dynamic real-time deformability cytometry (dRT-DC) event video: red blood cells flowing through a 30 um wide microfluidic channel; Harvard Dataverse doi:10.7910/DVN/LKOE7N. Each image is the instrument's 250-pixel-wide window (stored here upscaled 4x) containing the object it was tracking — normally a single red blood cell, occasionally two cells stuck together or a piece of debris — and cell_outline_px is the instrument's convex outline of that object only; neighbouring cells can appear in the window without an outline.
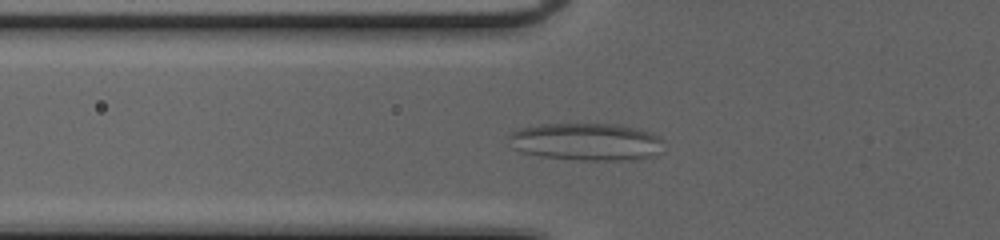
{"species": "common noctule bat (a hibernating species)", "species_latin": "Nyctalus noctula", "temperature_condition": "cold", "stored_images_in_passage": 49, "camera_frame_rate_fps": 3000, "um_per_image_px": 0.085, "animal": {"sex": "female", "body_mass_g": 20.0, "forearm_length_mm": 54.0}, "frame": {"image": 1, "passage_image": 16, "time_ms": 5.0, "image_size_px": [1000, 240], "cell_outline_px": [[664, 140], [660, 152], [652, 156], [628, 160], [580, 160], [540, 156], [520, 152], [512, 148], [508, 136], [512, 132], [520, 128], [540, 124], [620, 124], [652, 132], [660, 136]], "centroid_in_image_um": [49.85, 12.05], "position_along_channel_um": 76.0, "area_um2": 34.1}}
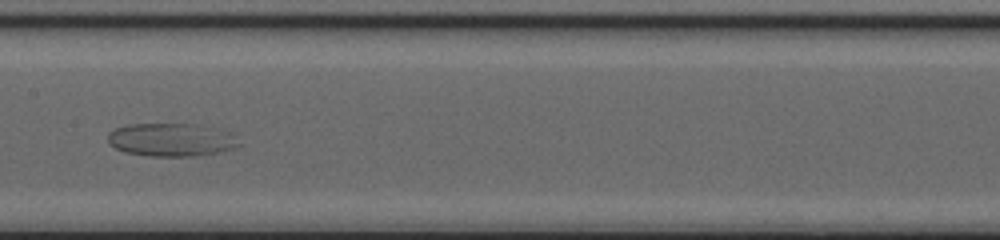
{"frame": {"image": 2, "passage_image": 25, "time_ms": 8.0, "image_size_px": [1000, 240], "cell_outline_px": [[240, 144], [232, 148], [216, 152], [196, 156], [148, 156], [124, 152], [108, 144], [108, 132], [116, 128], [128, 124], [192, 124], [228, 132]], "centroid_in_image_um": [14.45, 11.89], "position_along_channel_um": 192.9, "area_um2": 24.91}}
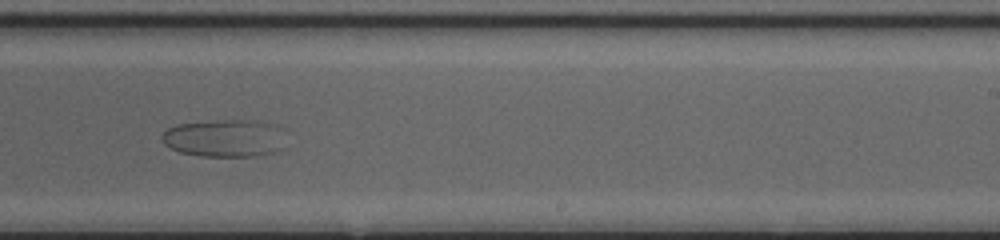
{"frame": {"image": 3, "passage_image": 31, "time_ms": 10.0, "image_size_px": [1000, 240], "cell_outline_px": [[280, 148], [272, 152], [256, 156], [200, 156], [180, 152], [168, 148], [164, 144], [160, 136], [168, 128], [176, 124], [216, 120], [256, 120], [272, 124], [276, 128]], "centroid_in_image_um": [18.92, 11.74], "position_along_channel_um": 270.1, "area_um2": 26.53}}